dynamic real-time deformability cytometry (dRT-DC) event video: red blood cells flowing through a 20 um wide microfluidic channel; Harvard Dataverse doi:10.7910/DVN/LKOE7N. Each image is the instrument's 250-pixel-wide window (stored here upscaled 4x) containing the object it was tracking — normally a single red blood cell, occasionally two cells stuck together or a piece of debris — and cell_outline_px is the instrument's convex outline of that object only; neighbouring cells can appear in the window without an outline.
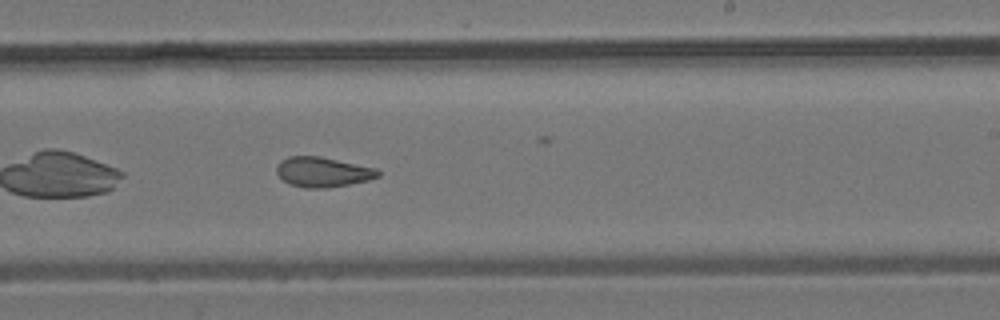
{"species": "common noctule bat (a hibernating species)", "species_latin": "Nyctalus noctula", "temperature_condition": "room temperature", "stored_images_in_passage": 32, "camera_frame_rate_fps": 3000, "um_per_image_px": 0.085, "animal": {"sex": "male", "body_mass_g": 19.2, "forearm_length_mm": 51.8}, "frame": {"image": 1, "passage_image": 14, "time_ms": 4.333, "image_size_px": [1000, 320], "cell_outline_px": [[380, 176], [368, 180], [348, 184], [324, 188], [304, 188], [288, 184], [276, 172], [276, 168], [280, 160], [288, 156], [320, 156], [376, 168], [380, 172]], "centroid_in_image_um": [27.41, 14.62], "position_along_channel_um": 261.6, "area_um2": 17.69}}